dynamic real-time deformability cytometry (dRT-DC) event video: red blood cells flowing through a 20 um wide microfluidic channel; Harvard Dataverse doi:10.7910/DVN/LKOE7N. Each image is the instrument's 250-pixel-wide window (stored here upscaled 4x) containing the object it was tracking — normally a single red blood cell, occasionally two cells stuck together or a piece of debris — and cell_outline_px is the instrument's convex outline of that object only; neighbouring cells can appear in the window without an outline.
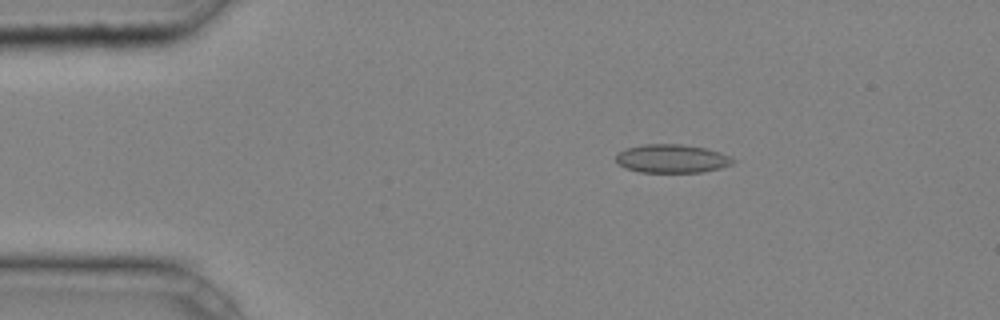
{"species": "common noctule bat (a hibernating species)", "species_latin": "Nyctalus noctula", "temperature_condition": "cold", "stored_images_in_passage": 44, "camera_frame_rate_fps": 3000, "um_per_image_px": 0.085, "animal": {"sex": "male", "body_mass_g": 20.4}, "frame": {"image": 1, "passage_image": 8, "time_ms": 2.333, "image_size_px": [1000, 320], "cell_outline_px": [[736, 160], [732, 164], [720, 168], [700, 172], [640, 172], [624, 168], [616, 160], [616, 152], [624, 148], [640, 144], [680, 144], [708, 148], [732, 156]], "centroid_in_image_um": [57.1, 13.47], "position_along_channel_um": 27.9, "area_um2": 19.71}}
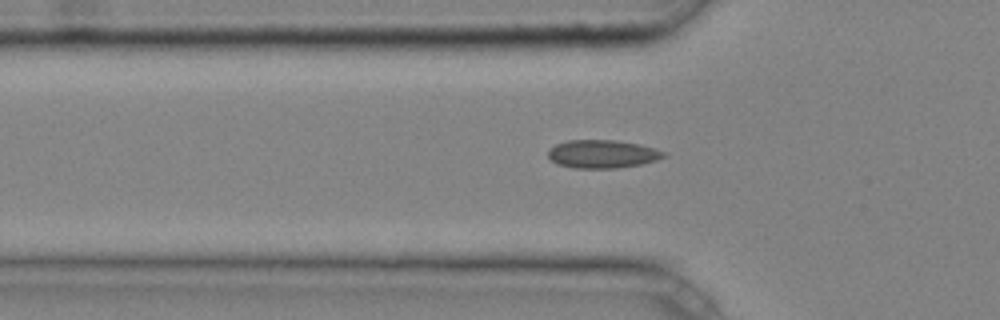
{"frame": {"image": 2, "passage_image": 15, "time_ms": 4.667, "image_size_px": [1000, 320], "cell_outline_px": [[664, 156], [656, 160], [640, 164], [616, 168], [572, 168], [556, 164], [548, 156], [548, 148], [556, 144], [568, 140], [616, 140], [636, 144], [652, 148], [664, 152]], "centroid_in_image_um": [51.12, 13.09], "position_along_channel_um": 74.7, "area_um2": 18.79}}
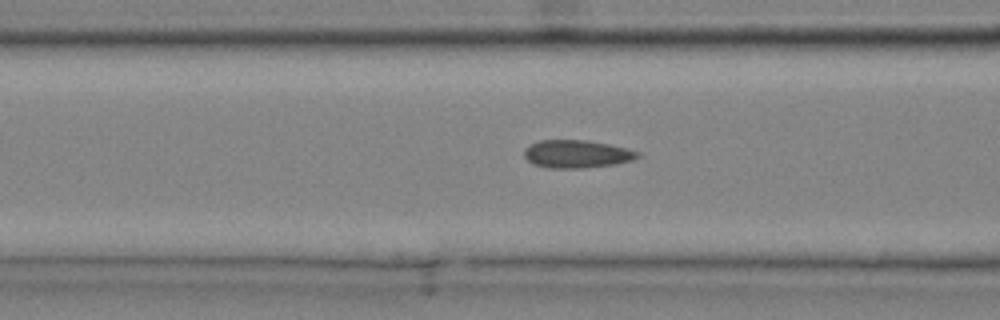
{"frame": {"image": 3, "passage_image": 18, "time_ms": 5.667, "image_size_px": [1000, 320], "cell_outline_px": [[640, 156], [632, 160], [616, 164], [584, 168], [548, 168], [532, 164], [524, 156], [524, 148], [528, 144], [540, 140], [584, 140], [608, 144], [640, 152]], "centroid_in_image_um": [48.98, 13.09], "position_along_channel_um": 117.6, "area_um2": 18.5}, "authors_computed_cell_mechanics": {"area_um2": 18.1203, "velocity_mm_per_s": 4.2734, "shape_relaxation_time_tau1_ms": null, "shape_relaxation_time_tau2_ms": 4.6012, "deformation_change_tau1": null, "deformation_change_tau2": 0.0991}}